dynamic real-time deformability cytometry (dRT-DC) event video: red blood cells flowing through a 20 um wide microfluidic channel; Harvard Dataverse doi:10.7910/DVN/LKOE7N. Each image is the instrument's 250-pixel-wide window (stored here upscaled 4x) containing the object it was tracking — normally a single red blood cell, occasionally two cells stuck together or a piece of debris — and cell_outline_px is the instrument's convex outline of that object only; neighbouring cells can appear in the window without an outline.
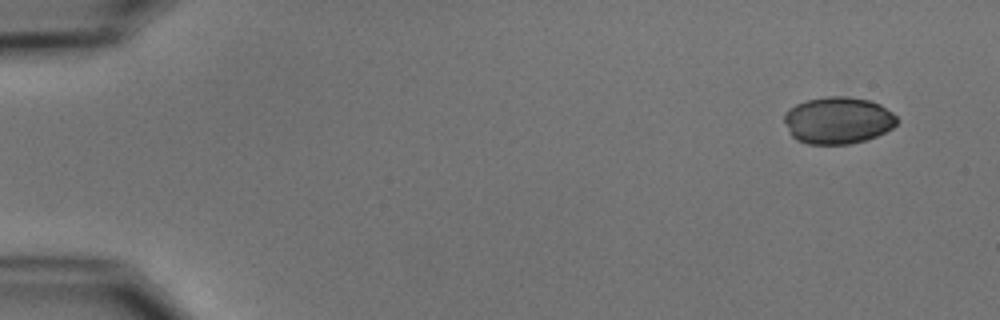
{"species": "common noctule bat (a hibernating species)", "species_latin": "Nyctalus noctula", "temperature_condition": "cold", "stored_images_in_passage": 6, "camera_frame_rate_fps": 3000, "um_per_image_px": 0.085, "animal": {"sex": "male", "body_mass_g": 15.6}, "frame": {"image": 1, "passage_image": 1, "time_ms": 0.0, "image_size_px": [1000, 320], "cell_outline_px": [[900, 120], [892, 128], [876, 136], [864, 140], [848, 144], [808, 144], [796, 140], [792, 136], [784, 120], [784, 112], [788, 108], [796, 104], [808, 100], [828, 96], [848, 96], [868, 100], [880, 104], [892, 112]], "centroid_in_image_um": [71.22, 10.22], "position_along_channel_um": 13.8, "area_um2": 30.87}}
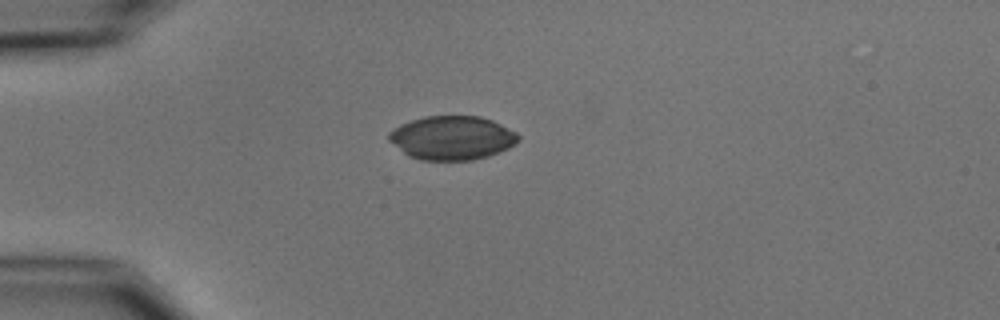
{"frame": {"image": 2, "passage_image": 4, "time_ms": 3.667, "image_size_px": [1000, 320], "cell_outline_px": [[520, 140], [516, 144], [500, 152], [488, 156], [472, 160], [420, 160], [408, 156], [388, 140], [388, 132], [392, 128], [400, 124], [424, 116], [480, 116], [492, 120], [516, 132], [520, 136]], "centroid_in_image_um": [38.42, 11.72], "position_along_channel_um": 46.6, "area_um2": 33.29}}